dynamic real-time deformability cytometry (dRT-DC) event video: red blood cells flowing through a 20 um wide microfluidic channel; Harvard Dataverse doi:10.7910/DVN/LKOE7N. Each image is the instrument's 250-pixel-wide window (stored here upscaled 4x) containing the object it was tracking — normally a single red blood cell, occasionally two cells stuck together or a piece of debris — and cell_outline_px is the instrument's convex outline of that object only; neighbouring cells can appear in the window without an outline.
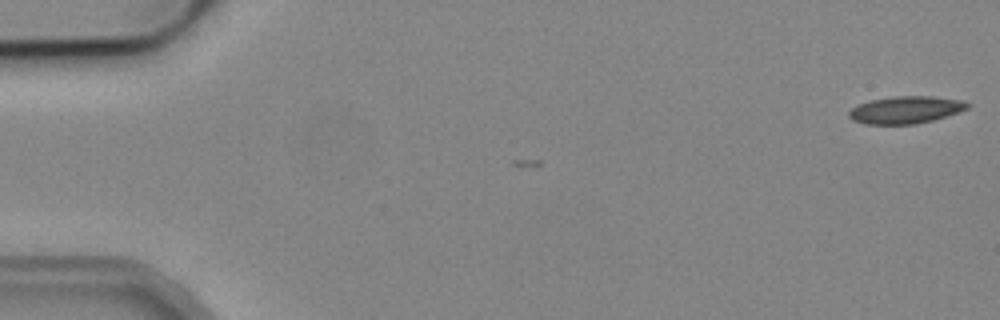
{"species": "common noctule bat (a hibernating species)", "species_latin": "Nyctalus noctula", "temperature_condition": "cold", "stored_images_in_passage": 6, "camera_frame_rate_fps": 3000, "um_per_image_px": 0.085, "animal": {"sex": "male", "body_mass_g": 19.2, "forearm_length_mm": 51.8}, "frame": {"image": 1, "passage_image": 1, "time_ms": 0.0, "image_size_px": [1000, 320], "cell_outline_px": [[972, 104], [968, 108], [960, 112], [932, 120], [916, 124], [864, 124], [852, 120], [848, 116], [848, 112], [852, 108], [860, 104], [872, 100], [892, 96], [932, 96], [964, 100]], "centroid_in_image_um": [77.02, 9.33], "position_along_channel_um": 8.0, "area_um2": 18.96}}